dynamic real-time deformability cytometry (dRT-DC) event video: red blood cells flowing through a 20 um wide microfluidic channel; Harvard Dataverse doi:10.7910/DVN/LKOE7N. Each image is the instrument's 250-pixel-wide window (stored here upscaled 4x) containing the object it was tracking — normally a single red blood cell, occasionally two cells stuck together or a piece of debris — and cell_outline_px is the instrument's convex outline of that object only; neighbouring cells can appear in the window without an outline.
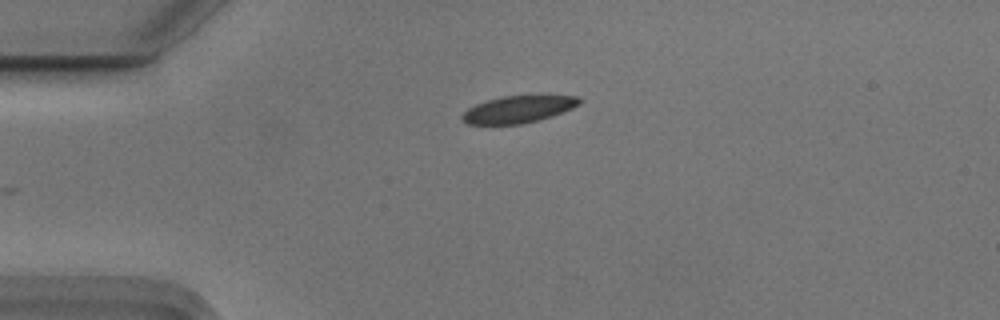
{"species": "Egyptian fruit bat (a non-hibernating species)", "species_latin": "Rousettus aegyptiacus", "temperature_condition": "cold", "stored_images_in_passage": 38, "camera_frame_rate_fps": 3000, "um_per_image_px": 0.085, "animal": {"sex": "male"}, "frame": {"image": 1, "passage_image": 1, "time_ms": 0.0, "image_size_px": [1000, 320], "cell_outline_px": [[580, 104], [564, 112], [540, 120], [524, 124], [468, 124], [460, 120], [460, 116], [468, 108], [476, 104], [500, 96], [544, 92], [580, 96]], "centroid_in_image_um": [44.15, 9.23], "position_along_channel_um": 40.9, "area_um2": 19.65}}
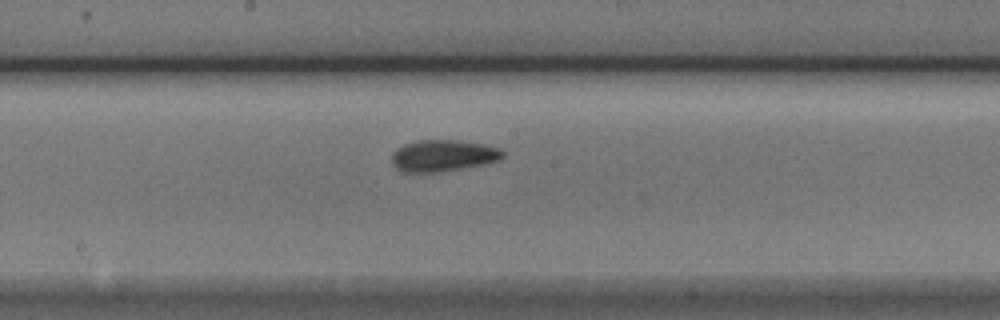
{"frame": {"image": 2, "passage_image": 17, "time_ms": 5.333, "image_size_px": [1000, 320], "cell_outline_px": [[504, 156], [500, 160], [484, 164], [440, 172], [404, 172], [396, 168], [392, 164], [392, 152], [396, 148], [404, 144], [416, 140], [456, 140], [484, 144], [500, 148], [504, 152]], "centroid_in_image_um": [37.65, 13.22], "position_along_channel_um": 210.5, "area_um2": 20.58}}
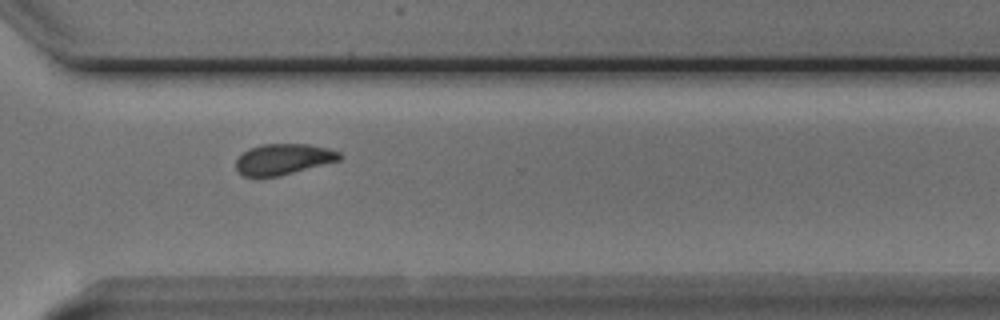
{"frame": {"image": 3, "passage_image": 28, "time_ms": 9.0, "image_size_px": [1000, 320], "cell_outline_px": [[344, 156], [340, 160], [280, 176], [244, 176], [236, 168], [236, 160], [248, 148], [260, 144], [308, 144], [328, 148], [340, 152]], "centroid_in_image_um": [24.11, 13.52], "position_along_channel_um": 346.5, "area_um2": 18.61}, "authors_computed_cell_mechanics": {"area_um2": 19.0162, "velocity_mm_per_s": 3.7084, "shape_relaxation_time_tau1_ms": 3.4086, "shape_relaxation_time_tau2_ms": 3.0181, "deformation_change_tau1": 0.1125, "deformation_change_tau2": 0.0825}}